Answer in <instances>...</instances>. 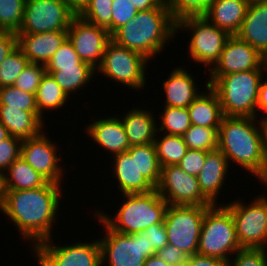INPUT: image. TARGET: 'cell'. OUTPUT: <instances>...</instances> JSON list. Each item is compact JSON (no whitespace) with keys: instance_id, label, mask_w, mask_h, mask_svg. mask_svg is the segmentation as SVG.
Returning a JSON list of instances; mask_svg holds the SVG:
<instances>
[{"instance_id":"6da1fadb","label":"cell","mask_w":267,"mask_h":266,"mask_svg":"<svg viewBox=\"0 0 267 266\" xmlns=\"http://www.w3.org/2000/svg\"><path fill=\"white\" fill-rule=\"evenodd\" d=\"M61 186L48 182L40 188L3 190L1 211L14 223L13 225L17 226L21 238L31 243L32 249L37 244L54 237L51 230H54L53 224L60 211L59 203L63 197Z\"/></svg>"},{"instance_id":"7a4b0ae2","label":"cell","mask_w":267,"mask_h":266,"mask_svg":"<svg viewBox=\"0 0 267 266\" xmlns=\"http://www.w3.org/2000/svg\"><path fill=\"white\" fill-rule=\"evenodd\" d=\"M218 149L228 163H236L264 185L265 160L261 120L256 117L224 116L218 130Z\"/></svg>"},{"instance_id":"3957f363","label":"cell","mask_w":267,"mask_h":266,"mask_svg":"<svg viewBox=\"0 0 267 266\" xmlns=\"http://www.w3.org/2000/svg\"><path fill=\"white\" fill-rule=\"evenodd\" d=\"M176 35V22L164 0L157 8L138 11L133 19L111 35V39L150 61L160 55Z\"/></svg>"},{"instance_id":"277c9868","label":"cell","mask_w":267,"mask_h":266,"mask_svg":"<svg viewBox=\"0 0 267 266\" xmlns=\"http://www.w3.org/2000/svg\"><path fill=\"white\" fill-rule=\"evenodd\" d=\"M267 69H256L226 75H209L208 85L218 95L227 117H256L259 86Z\"/></svg>"},{"instance_id":"5b68a950","label":"cell","mask_w":267,"mask_h":266,"mask_svg":"<svg viewBox=\"0 0 267 266\" xmlns=\"http://www.w3.org/2000/svg\"><path fill=\"white\" fill-rule=\"evenodd\" d=\"M122 205L112 216L101 210L95 214L113 231L135 234L153 224L163 223L168 203L156 189L147 193L123 194Z\"/></svg>"},{"instance_id":"8992f818","label":"cell","mask_w":267,"mask_h":266,"mask_svg":"<svg viewBox=\"0 0 267 266\" xmlns=\"http://www.w3.org/2000/svg\"><path fill=\"white\" fill-rule=\"evenodd\" d=\"M240 249L231 211L223 203L210 206L203 219L197 254L229 262Z\"/></svg>"},{"instance_id":"52a82bcc","label":"cell","mask_w":267,"mask_h":266,"mask_svg":"<svg viewBox=\"0 0 267 266\" xmlns=\"http://www.w3.org/2000/svg\"><path fill=\"white\" fill-rule=\"evenodd\" d=\"M184 30L191 33L188 43L189 58L198 65H206V69L209 68L210 71L218 62L230 35L204 16H191L179 20L176 23V34Z\"/></svg>"},{"instance_id":"ba28073f","label":"cell","mask_w":267,"mask_h":266,"mask_svg":"<svg viewBox=\"0 0 267 266\" xmlns=\"http://www.w3.org/2000/svg\"><path fill=\"white\" fill-rule=\"evenodd\" d=\"M267 188V186H266ZM258 195L248 204L238 198L224 205L231 211L238 243L241 248L267 247V193Z\"/></svg>"},{"instance_id":"9c48e42d","label":"cell","mask_w":267,"mask_h":266,"mask_svg":"<svg viewBox=\"0 0 267 266\" xmlns=\"http://www.w3.org/2000/svg\"><path fill=\"white\" fill-rule=\"evenodd\" d=\"M94 215L106 232L103 238L98 239L101 266H143L148 257L156 254L154 249H149L145 230L135 234H121L111 230L95 213Z\"/></svg>"},{"instance_id":"30bf717a","label":"cell","mask_w":267,"mask_h":266,"mask_svg":"<svg viewBox=\"0 0 267 266\" xmlns=\"http://www.w3.org/2000/svg\"><path fill=\"white\" fill-rule=\"evenodd\" d=\"M148 62L151 63L142 54L120 46L111 40L106 46L96 72L110 78V81H116L118 84H124L129 89L138 91V89H144L147 84Z\"/></svg>"},{"instance_id":"8fae6325","label":"cell","mask_w":267,"mask_h":266,"mask_svg":"<svg viewBox=\"0 0 267 266\" xmlns=\"http://www.w3.org/2000/svg\"><path fill=\"white\" fill-rule=\"evenodd\" d=\"M209 207L168 205L163 222L168 244L183 250L189 256L197 254L203 219Z\"/></svg>"},{"instance_id":"7c38bea8","label":"cell","mask_w":267,"mask_h":266,"mask_svg":"<svg viewBox=\"0 0 267 266\" xmlns=\"http://www.w3.org/2000/svg\"><path fill=\"white\" fill-rule=\"evenodd\" d=\"M77 241L58 246L52 238L45 240L33 248L34 257L39 266H101L99 240Z\"/></svg>"},{"instance_id":"4fadbf2b","label":"cell","mask_w":267,"mask_h":266,"mask_svg":"<svg viewBox=\"0 0 267 266\" xmlns=\"http://www.w3.org/2000/svg\"><path fill=\"white\" fill-rule=\"evenodd\" d=\"M75 16L64 0H26L22 25L16 34L67 31Z\"/></svg>"},{"instance_id":"5bb4252c","label":"cell","mask_w":267,"mask_h":266,"mask_svg":"<svg viewBox=\"0 0 267 266\" xmlns=\"http://www.w3.org/2000/svg\"><path fill=\"white\" fill-rule=\"evenodd\" d=\"M155 189L168 205H213L202 194L197 176L187 174L178 165L161 167L160 180Z\"/></svg>"},{"instance_id":"9a60e30c","label":"cell","mask_w":267,"mask_h":266,"mask_svg":"<svg viewBox=\"0 0 267 266\" xmlns=\"http://www.w3.org/2000/svg\"><path fill=\"white\" fill-rule=\"evenodd\" d=\"M47 136H49L48 132L43 131L37 137L24 139L20 157L49 182L62 185L64 169L60 164L63 160L61 152L59 156L58 145Z\"/></svg>"},{"instance_id":"2e32d148","label":"cell","mask_w":267,"mask_h":266,"mask_svg":"<svg viewBox=\"0 0 267 266\" xmlns=\"http://www.w3.org/2000/svg\"><path fill=\"white\" fill-rule=\"evenodd\" d=\"M67 38L80 59L97 68L107 44L112 40L107 29L96 26L76 15L67 29Z\"/></svg>"},{"instance_id":"e0dca14e","label":"cell","mask_w":267,"mask_h":266,"mask_svg":"<svg viewBox=\"0 0 267 266\" xmlns=\"http://www.w3.org/2000/svg\"><path fill=\"white\" fill-rule=\"evenodd\" d=\"M267 69V58L236 35L230 36L224 45L218 62L209 71L210 75Z\"/></svg>"},{"instance_id":"ac0fdd59","label":"cell","mask_w":267,"mask_h":266,"mask_svg":"<svg viewBox=\"0 0 267 266\" xmlns=\"http://www.w3.org/2000/svg\"><path fill=\"white\" fill-rule=\"evenodd\" d=\"M94 119L85 126L86 135L94 141L96 146L105 149L111 156L126 152L130 148L128 137L126 136L122 121L118 115L111 117Z\"/></svg>"},{"instance_id":"d6986e66","label":"cell","mask_w":267,"mask_h":266,"mask_svg":"<svg viewBox=\"0 0 267 266\" xmlns=\"http://www.w3.org/2000/svg\"><path fill=\"white\" fill-rule=\"evenodd\" d=\"M110 161L113 176L121 194L147 193L155 187L141 174L137 165V153L122 152L112 156Z\"/></svg>"},{"instance_id":"ffe728a7","label":"cell","mask_w":267,"mask_h":266,"mask_svg":"<svg viewBox=\"0 0 267 266\" xmlns=\"http://www.w3.org/2000/svg\"><path fill=\"white\" fill-rule=\"evenodd\" d=\"M18 47L30 63L46 65L67 39V31L17 34Z\"/></svg>"},{"instance_id":"44dd1931","label":"cell","mask_w":267,"mask_h":266,"mask_svg":"<svg viewBox=\"0 0 267 266\" xmlns=\"http://www.w3.org/2000/svg\"><path fill=\"white\" fill-rule=\"evenodd\" d=\"M190 73L183 66H177L163 80L164 106L187 108L202 93Z\"/></svg>"},{"instance_id":"7402d4cb","label":"cell","mask_w":267,"mask_h":266,"mask_svg":"<svg viewBox=\"0 0 267 266\" xmlns=\"http://www.w3.org/2000/svg\"><path fill=\"white\" fill-rule=\"evenodd\" d=\"M230 165L225 155L219 150L209 151L206 154L205 163L202 170L197 175L200 190L202 194L214 205L217 202L218 195L229 176ZM228 175V176H227Z\"/></svg>"},{"instance_id":"603a6c76","label":"cell","mask_w":267,"mask_h":266,"mask_svg":"<svg viewBox=\"0 0 267 266\" xmlns=\"http://www.w3.org/2000/svg\"><path fill=\"white\" fill-rule=\"evenodd\" d=\"M236 36L267 58V1L249 4Z\"/></svg>"},{"instance_id":"cb8c5ba5","label":"cell","mask_w":267,"mask_h":266,"mask_svg":"<svg viewBox=\"0 0 267 266\" xmlns=\"http://www.w3.org/2000/svg\"><path fill=\"white\" fill-rule=\"evenodd\" d=\"M149 110L134 106L120 117L130 146L154 143L159 121L155 119L154 110Z\"/></svg>"},{"instance_id":"d4e9b609","label":"cell","mask_w":267,"mask_h":266,"mask_svg":"<svg viewBox=\"0 0 267 266\" xmlns=\"http://www.w3.org/2000/svg\"><path fill=\"white\" fill-rule=\"evenodd\" d=\"M45 118L39 116L38 111H23L18 108L0 106V122L7 128L10 136L21 140L34 138L43 131Z\"/></svg>"},{"instance_id":"484cf974","label":"cell","mask_w":267,"mask_h":266,"mask_svg":"<svg viewBox=\"0 0 267 266\" xmlns=\"http://www.w3.org/2000/svg\"><path fill=\"white\" fill-rule=\"evenodd\" d=\"M248 6L243 0H213L204 17L232 36L240 30Z\"/></svg>"},{"instance_id":"4316f807","label":"cell","mask_w":267,"mask_h":266,"mask_svg":"<svg viewBox=\"0 0 267 266\" xmlns=\"http://www.w3.org/2000/svg\"><path fill=\"white\" fill-rule=\"evenodd\" d=\"M205 88L187 107L191 125L219 128L224 115L218 95L208 83Z\"/></svg>"},{"instance_id":"83f0119b","label":"cell","mask_w":267,"mask_h":266,"mask_svg":"<svg viewBox=\"0 0 267 266\" xmlns=\"http://www.w3.org/2000/svg\"><path fill=\"white\" fill-rule=\"evenodd\" d=\"M3 190H28L45 186L49 181L24 159L17 158L3 173Z\"/></svg>"},{"instance_id":"f1b7e54d","label":"cell","mask_w":267,"mask_h":266,"mask_svg":"<svg viewBox=\"0 0 267 266\" xmlns=\"http://www.w3.org/2000/svg\"><path fill=\"white\" fill-rule=\"evenodd\" d=\"M46 71L55 79L69 98H71V94L79 92L80 89H85L89 84L88 82L94 81V76H96V69L92 66H68L60 67V70Z\"/></svg>"},{"instance_id":"f546056e","label":"cell","mask_w":267,"mask_h":266,"mask_svg":"<svg viewBox=\"0 0 267 266\" xmlns=\"http://www.w3.org/2000/svg\"><path fill=\"white\" fill-rule=\"evenodd\" d=\"M39 116L43 119L45 111L59 110L69 103V97L57 84L55 79L45 73L35 94ZM68 101V102H67ZM44 114V115H43Z\"/></svg>"},{"instance_id":"4dcf8cb0","label":"cell","mask_w":267,"mask_h":266,"mask_svg":"<svg viewBox=\"0 0 267 266\" xmlns=\"http://www.w3.org/2000/svg\"><path fill=\"white\" fill-rule=\"evenodd\" d=\"M158 134L157 132L154 145L160 167L178 165L188 150L183 137L165 133H160L163 136L159 137Z\"/></svg>"},{"instance_id":"1f68e13d","label":"cell","mask_w":267,"mask_h":266,"mask_svg":"<svg viewBox=\"0 0 267 266\" xmlns=\"http://www.w3.org/2000/svg\"><path fill=\"white\" fill-rule=\"evenodd\" d=\"M128 153H137V165L141 173L154 187L160 180L161 167L154 143L130 146Z\"/></svg>"},{"instance_id":"d6a6232c","label":"cell","mask_w":267,"mask_h":266,"mask_svg":"<svg viewBox=\"0 0 267 266\" xmlns=\"http://www.w3.org/2000/svg\"><path fill=\"white\" fill-rule=\"evenodd\" d=\"M161 123L157 126L158 133L182 136L190 127V116L187 108L164 106Z\"/></svg>"},{"instance_id":"836d02e7","label":"cell","mask_w":267,"mask_h":266,"mask_svg":"<svg viewBox=\"0 0 267 266\" xmlns=\"http://www.w3.org/2000/svg\"><path fill=\"white\" fill-rule=\"evenodd\" d=\"M219 128L191 125L182 135L188 149L213 151L218 149Z\"/></svg>"},{"instance_id":"e575fe53","label":"cell","mask_w":267,"mask_h":266,"mask_svg":"<svg viewBox=\"0 0 267 266\" xmlns=\"http://www.w3.org/2000/svg\"><path fill=\"white\" fill-rule=\"evenodd\" d=\"M26 0H0V31L17 33L23 21Z\"/></svg>"},{"instance_id":"d590c367","label":"cell","mask_w":267,"mask_h":266,"mask_svg":"<svg viewBox=\"0 0 267 266\" xmlns=\"http://www.w3.org/2000/svg\"><path fill=\"white\" fill-rule=\"evenodd\" d=\"M28 58L17 48L0 64V88L14 85L20 73L29 65Z\"/></svg>"},{"instance_id":"8d00e7d4","label":"cell","mask_w":267,"mask_h":266,"mask_svg":"<svg viewBox=\"0 0 267 266\" xmlns=\"http://www.w3.org/2000/svg\"><path fill=\"white\" fill-rule=\"evenodd\" d=\"M113 0H90L79 16L96 26L103 27L111 34Z\"/></svg>"},{"instance_id":"74e56055","label":"cell","mask_w":267,"mask_h":266,"mask_svg":"<svg viewBox=\"0 0 267 266\" xmlns=\"http://www.w3.org/2000/svg\"><path fill=\"white\" fill-rule=\"evenodd\" d=\"M0 106L23 111H38L35 94L22 91L13 85L0 88Z\"/></svg>"},{"instance_id":"f35d334b","label":"cell","mask_w":267,"mask_h":266,"mask_svg":"<svg viewBox=\"0 0 267 266\" xmlns=\"http://www.w3.org/2000/svg\"><path fill=\"white\" fill-rule=\"evenodd\" d=\"M213 0H165L172 19L179 20L191 16H204Z\"/></svg>"},{"instance_id":"ab89813d","label":"cell","mask_w":267,"mask_h":266,"mask_svg":"<svg viewBox=\"0 0 267 266\" xmlns=\"http://www.w3.org/2000/svg\"><path fill=\"white\" fill-rule=\"evenodd\" d=\"M91 66L80 59L67 38L45 65L46 70H60V67Z\"/></svg>"},{"instance_id":"60d3db41","label":"cell","mask_w":267,"mask_h":266,"mask_svg":"<svg viewBox=\"0 0 267 266\" xmlns=\"http://www.w3.org/2000/svg\"><path fill=\"white\" fill-rule=\"evenodd\" d=\"M46 72L45 65L29 63L17 77L13 86L22 91L36 94L38 86Z\"/></svg>"},{"instance_id":"b9f144b4","label":"cell","mask_w":267,"mask_h":266,"mask_svg":"<svg viewBox=\"0 0 267 266\" xmlns=\"http://www.w3.org/2000/svg\"><path fill=\"white\" fill-rule=\"evenodd\" d=\"M138 11L131 0H113L111 17V35L133 19Z\"/></svg>"},{"instance_id":"7bdbcfd3","label":"cell","mask_w":267,"mask_h":266,"mask_svg":"<svg viewBox=\"0 0 267 266\" xmlns=\"http://www.w3.org/2000/svg\"><path fill=\"white\" fill-rule=\"evenodd\" d=\"M265 249L242 248L231 257L228 266H267Z\"/></svg>"},{"instance_id":"ee69618b","label":"cell","mask_w":267,"mask_h":266,"mask_svg":"<svg viewBox=\"0 0 267 266\" xmlns=\"http://www.w3.org/2000/svg\"><path fill=\"white\" fill-rule=\"evenodd\" d=\"M22 141L14 136L0 141V173L2 175L20 157Z\"/></svg>"},{"instance_id":"f6af8a7d","label":"cell","mask_w":267,"mask_h":266,"mask_svg":"<svg viewBox=\"0 0 267 266\" xmlns=\"http://www.w3.org/2000/svg\"><path fill=\"white\" fill-rule=\"evenodd\" d=\"M207 151L188 149L178 166L187 174L197 176L205 163Z\"/></svg>"},{"instance_id":"bcb514c9","label":"cell","mask_w":267,"mask_h":266,"mask_svg":"<svg viewBox=\"0 0 267 266\" xmlns=\"http://www.w3.org/2000/svg\"><path fill=\"white\" fill-rule=\"evenodd\" d=\"M145 231L149 249H154L157 252L168 244V237L164 223L153 224Z\"/></svg>"},{"instance_id":"7dc6e473","label":"cell","mask_w":267,"mask_h":266,"mask_svg":"<svg viewBox=\"0 0 267 266\" xmlns=\"http://www.w3.org/2000/svg\"><path fill=\"white\" fill-rule=\"evenodd\" d=\"M156 255L171 266H184L189 257L183 250L170 244L158 250Z\"/></svg>"},{"instance_id":"c3c4849f","label":"cell","mask_w":267,"mask_h":266,"mask_svg":"<svg viewBox=\"0 0 267 266\" xmlns=\"http://www.w3.org/2000/svg\"><path fill=\"white\" fill-rule=\"evenodd\" d=\"M17 34L10 31H0V64L17 48Z\"/></svg>"},{"instance_id":"681fc988","label":"cell","mask_w":267,"mask_h":266,"mask_svg":"<svg viewBox=\"0 0 267 266\" xmlns=\"http://www.w3.org/2000/svg\"><path fill=\"white\" fill-rule=\"evenodd\" d=\"M184 266H228V262L215 257L194 254L188 257Z\"/></svg>"},{"instance_id":"f907efd6","label":"cell","mask_w":267,"mask_h":266,"mask_svg":"<svg viewBox=\"0 0 267 266\" xmlns=\"http://www.w3.org/2000/svg\"><path fill=\"white\" fill-rule=\"evenodd\" d=\"M266 81H263V78L260 82L259 86V94H258V102H257V118L266 119L267 118V79ZM263 113V116L261 118L258 117L259 113Z\"/></svg>"},{"instance_id":"816d5d0a","label":"cell","mask_w":267,"mask_h":266,"mask_svg":"<svg viewBox=\"0 0 267 266\" xmlns=\"http://www.w3.org/2000/svg\"><path fill=\"white\" fill-rule=\"evenodd\" d=\"M261 133L263 143V156L265 160L264 186H267V118L261 119Z\"/></svg>"},{"instance_id":"f5cc1de1","label":"cell","mask_w":267,"mask_h":266,"mask_svg":"<svg viewBox=\"0 0 267 266\" xmlns=\"http://www.w3.org/2000/svg\"><path fill=\"white\" fill-rule=\"evenodd\" d=\"M137 11L157 8L164 0H131Z\"/></svg>"},{"instance_id":"db71d44e","label":"cell","mask_w":267,"mask_h":266,"mask_svg":"<svg viewBox=\"0 0 267 266\" xmlns=\"http://www.w3.org/2000/svg\"><path fill=\"white\" fill-rule=\"evenodd\" d=\"M64 1L76 15H79L90 2V0H64Z\"/></svg>"},{"instance_id":"11a10c76","label":"cell","mask_w":267,"mask_h":266,"mask_svg":"<svg viewBox=\"0 0 267 266\" xmlns=\"http://www.w3.org/2000/svg\"><path fill=\"white\" fill-rule=\"evenodd\" d=\"M143 266H171L161 258H159L156 254L148 257Z\"/></svg>"},{"instance_id":"9f6ffc18","label":"cell","mask_w":267,"mask_h":266,"mask_svg":"<svg viewBox=\"0 0 267 266\" xmlns=\"http://www.w3.org/2000/svg\"><path fill=\"white\" fill-rule=\"evenodd\" d=\"M9 136L7 128L0 122V141L7 139Z\"/></svg>"},{"instance_id":"6f0895ef","label":"cell","mask_w":267,"mask_h":266,"mask_svg":"<svg viewBox=\"0 0 267 266\" xmlns=\"http://www.w3.org/2000/svg\"><path fill=\"white\" fill-rule=\"evenodd\" d=\"M3 196H4L3 180H2V174L0 173V212L3 206Z\"/></svg>"},{"instance_id":"680465c9","label":"cell","mask_w":267,"mask_h":266,"mask_svg":"<svg viewBox=\"0 0 267 266\" xmlns=\"http://www.w3.org/2000/svg\"><path fill=\"white\" fill-rule=\"evenodd\" d=\"M248 4L256 3V2H264V0H243Z\"/></svg>"}]
</instances>
